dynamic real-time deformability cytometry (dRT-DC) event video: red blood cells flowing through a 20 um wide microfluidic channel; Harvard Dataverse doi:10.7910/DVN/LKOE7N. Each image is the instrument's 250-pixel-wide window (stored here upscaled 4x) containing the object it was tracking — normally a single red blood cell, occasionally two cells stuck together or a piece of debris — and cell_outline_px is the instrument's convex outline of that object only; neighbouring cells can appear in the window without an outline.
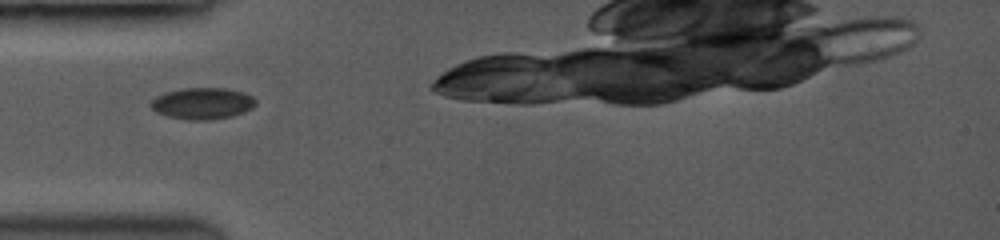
{"species": "common noctule bat (a hibernating species)", "species_latin": "Nyctalus noctula", "temperature_condition": "room temperature", "stored_images_in_passage": 31, "camera_frame_rate_fps": 3500, "um_per_image_px": 0.085, "animal": {"sex": "female", "body_mass_g": 19.0, "forearm_length_mm": 53.3}, "frame": {"image": 1, "passage_image": 1, "time_ms": 0.0, "image_size_px": [1000, 240], "cell_outline_px": [[256, 104], [252, 108], [244, 112], [232, 116], [212, 120], [188, 120], [168, 116], [152, 108], [152, 100], [156, 96], [168, 92], [184, 88], [224, 88], [240, 92], [252, 96], [256, 100]], "centroid_in_image_um": [17.25, 8.8], "position_along_channel_um": 67.7, "area_um2": 18.96}}
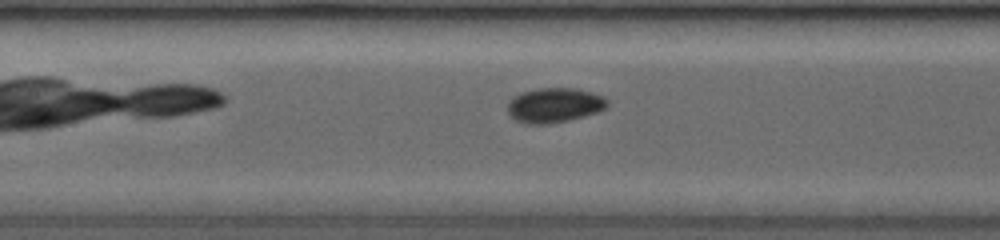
{"frame": {"image": 2, "passage_image": 9, "time_ms": 2.286, "image_size_px": [1000, 240], "cell_outline_px": [[608, 104], [604, 108], [596, 112], [568, 120], [548, 124], [524, 124], [516, 120], [508, 112], [508, 104], [516, 96], [524, 92], [540, 88], [572, 88], [588, 92], [600, 96], [608, 100]], "centroid_in_image_um": [47.1, 8.96], "position_along_channel_um": 160.3, "area_um2": 19.59}}
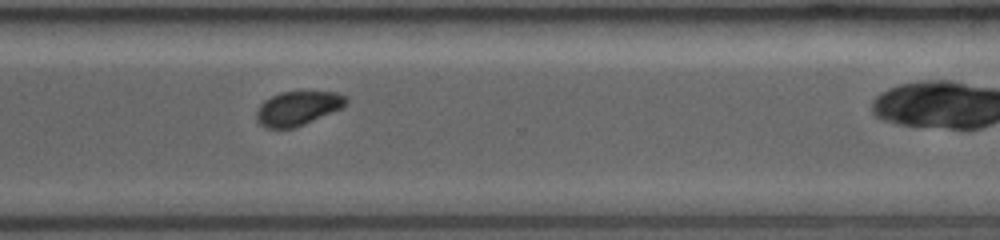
{"frame": {"image": 3, "passage_image": 25, "time_ms": 6.857, "image_size_px": [1000, 240], "cell_outline_px": [[348, 104], [340, 108], [304, 124], [292, 128], [264, 128], [256, 120], [256, 112], [260, 104], [264, 100], [280, 92], [336, 92], [348, 96]], "centroid_in_image_um": [25.3, 9.2], "position_along_channel_um": 345.3, "area_um2": 17.74}}